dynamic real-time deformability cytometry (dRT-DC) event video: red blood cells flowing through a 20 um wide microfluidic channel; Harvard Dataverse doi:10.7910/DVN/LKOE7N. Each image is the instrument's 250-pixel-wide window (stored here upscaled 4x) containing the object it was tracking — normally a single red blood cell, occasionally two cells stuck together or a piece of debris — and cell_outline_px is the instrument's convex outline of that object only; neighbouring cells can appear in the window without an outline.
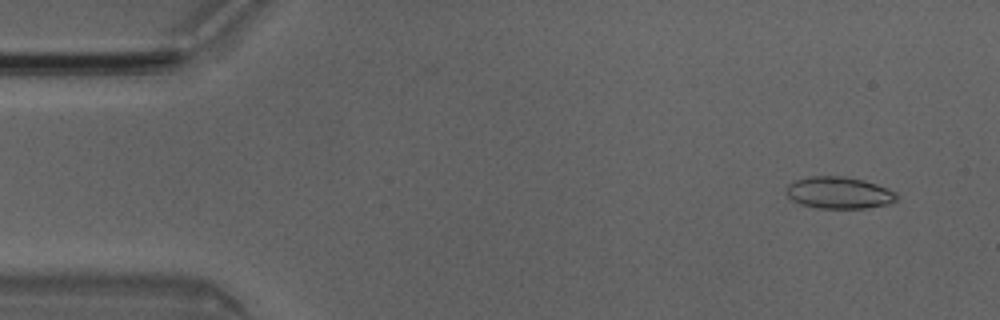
{"species": "Egyptian fruit bat (a non-hibernating species)", "species_latin": "Rousettus aegyptiacus", "temperature_condition": "room temperature", "stored_images_in_passage": 3, "camera_frame_rate_fps": 3000, "um_per_image_px": 0.085, "animal": {"sex": "male"}, "frame": {"image": 1, "passage_image": 1, "time_ms": 0.0, "image_size_px": [1000, 320], "cell_outline_px": [[896, 200], [888, 204], [868, 208], [816, 208], [800, 204], [792, 200], [784, 192], [788, 184], [796, 180], [808, 176], [844, 176], [864, 180], [888, 188], [896, 192]], "centroid_in_image_um": [71.29, 16.38], "position_along_channel_um": 13.7, "area_um2": 20.63}}
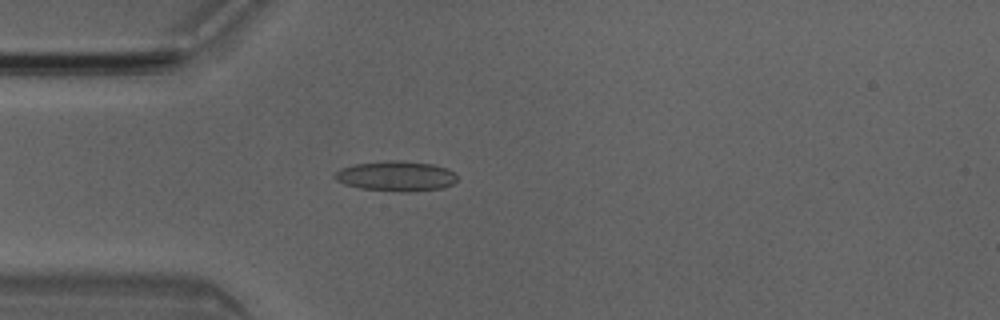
{"frame": {"image": 2, "passage_image": 3, "time_ms": 0.667, "image_size_px": [1000, 320], "cell_outline_px": [[456, 180], [452, 184], [444, 188], [412, 192], [404, 192], [360, 188], [344, 184], [336, 180], [332, 176], [340, 168], [356, 164], [392, 160], [400, 160], [432, 164], [448, 168], [456, 172]], "centroid_in_image_um": [33.69, 14.97], "position_along_channel_um": 51.3, "area_um2": 21.62}}